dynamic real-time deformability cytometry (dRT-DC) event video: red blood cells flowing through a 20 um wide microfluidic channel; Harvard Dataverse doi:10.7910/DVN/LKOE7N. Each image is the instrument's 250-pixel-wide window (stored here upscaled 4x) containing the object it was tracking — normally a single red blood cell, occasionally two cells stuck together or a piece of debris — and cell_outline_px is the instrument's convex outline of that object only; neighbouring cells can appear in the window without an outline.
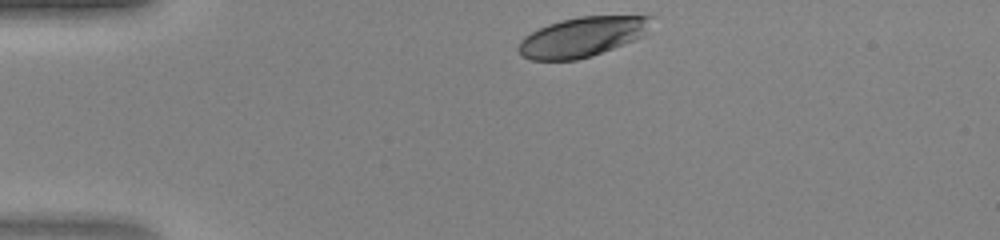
{"species": "human", "species_latin": "Homo sapiens", "temperature_condition": "warm", "stored_images_in_passage": 30, "camera_frame_rate_fps": 3000, "um_per_image_px": 0.085, "donor": {"sex": "female"}, "frame": {"image": 1, "passage_image": 1, "time_ms": 0.0, "image_size_px": [1000, 240], "cell_outline_px": [[656, 16], [644, 36], [592, 56], [576, 60], [532, 60], [520, 56], [516, 48], [520, 40], [524, 36], [548, 24], [560, 20], [580, 16]], "centroid_in_image_um": [49.48, 3.14], "position_along_channel_um": 35.5, "area_um2": 30.98}}
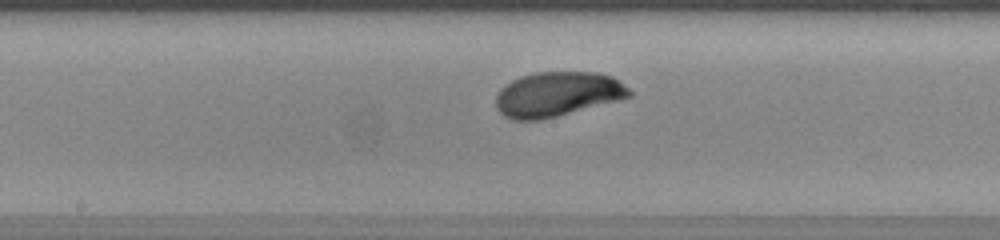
{"frame": {"image": 2, "passage_image": 16, "time_ms": 5.0, "image_size_px": [1000, 240], "cell_outline_px": [[632, 96], [556, 116], [540, 120], [512, 120], [504, 116], [496, 108], [496, 96], [500, 88], [512, 80], [520, 76], [536, 72], [596, 72], [612, 76], [628, 88], [632, 92]], "centroid_in_image_um": [47.33, 8.0], "position_along_channel_um": 200.9, "area_um2": 34.56}}
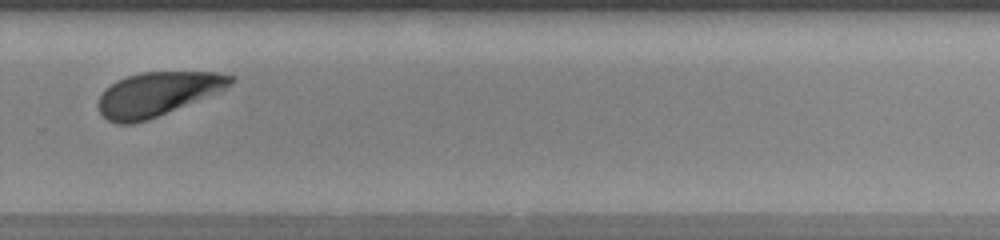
{"frame": {"image": 3, "passage_image": 24, "time_ms": 7.667, "image_size_px": [1000, 240], "cell_outline_px": [[236, 80], [232, 84], [224, 88], [148, 120], [132, 124], [116, 124], [108, 120], [100, 112], [96, 104], [104, 88], [116, 80], [140, 72], [216, 72], [236, 76]], "centroid_in_image_um": [13.31, 7.98], "position_along_channel_um": 316.5, "area_um2": 33.52}}